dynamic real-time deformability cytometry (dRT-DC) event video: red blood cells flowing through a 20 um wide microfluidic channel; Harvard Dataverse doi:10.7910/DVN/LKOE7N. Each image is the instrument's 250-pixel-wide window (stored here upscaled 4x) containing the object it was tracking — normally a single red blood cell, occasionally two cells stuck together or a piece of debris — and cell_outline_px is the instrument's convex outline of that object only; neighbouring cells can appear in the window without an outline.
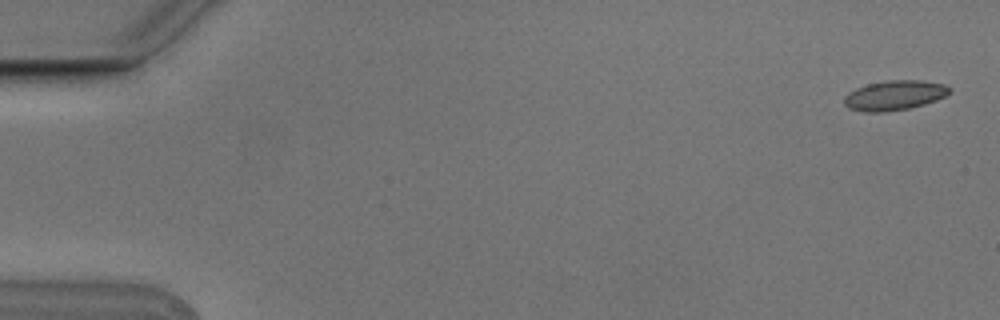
{"species": "Egyptian fruit bat (a non-hibernating species)", "species_latin": "Rousettus aegyptiacus", "temperature_condition": "cold", "stored_images_in_passage": 4, "camera_frame_rate_fps": 3000, "um_per_image_px": 0.085, "animal": {"sex": "male"}, "frame": {"image": 1, "passage_image": 1, "time_ms": 0.0, "image_size_px": [1000, 320], "cell_outline_px": [[952, 88], [944, 96], [936, 100], [924, 104], [908, 108], [884, 112], [864, 112], [848, 108], [844, 104], [844, 96], [848, 92], [856, 88], [868, 84], [888, 80], [920, 80], [944, 84]], "centroid_in_image_um": [75.99, 8.1], "position_along_channel_um": 9.0, "area_um2": 18.21}}